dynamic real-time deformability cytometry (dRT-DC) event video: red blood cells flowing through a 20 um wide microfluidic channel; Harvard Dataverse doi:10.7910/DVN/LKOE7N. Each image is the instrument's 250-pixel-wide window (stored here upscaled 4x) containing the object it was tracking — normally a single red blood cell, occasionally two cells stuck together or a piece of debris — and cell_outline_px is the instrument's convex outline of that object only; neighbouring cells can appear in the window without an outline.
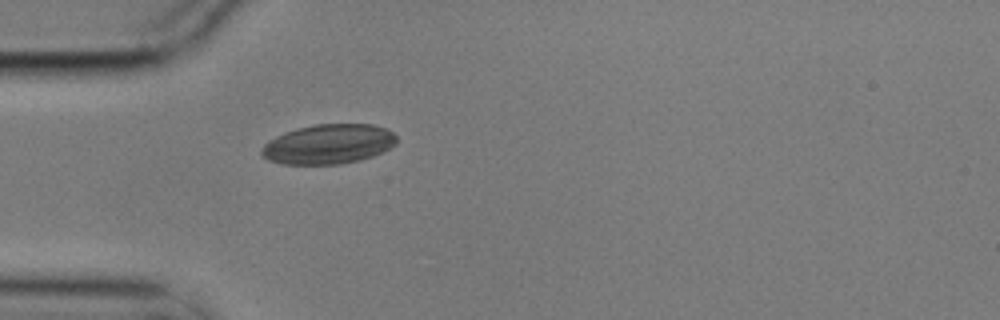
{"species": "common noctule bat (a hibernating species)", "species_latin": "Nyctalus noctula", "temperature_condition": "cold", "stored_images_in_passage": 5, "camera_frame_rate_fps": 3000, "um_per_image_px": 0.085, "animal": {"sex": "male", "body_mass_g": 17.9}, "frame": {"image": 1, "passage_image": 5, "time_ms": 1.333, "image_size_px": [1000, 320], "cell_outline_px": [[396, 144], [372, 156], [360, 160], [340, 164], [284, 164], [268, 160], [260, 156], [260, 152], [264, 144], [268, 140], [284, 132], [296, 128], [316, 124], [372, 124], [384, 128], [392, 132], [396, 136]], "centroid_in_image_um": [27.87, 12.25], "position_along_channel_um": 57.1, "area_um2": 31.27}}